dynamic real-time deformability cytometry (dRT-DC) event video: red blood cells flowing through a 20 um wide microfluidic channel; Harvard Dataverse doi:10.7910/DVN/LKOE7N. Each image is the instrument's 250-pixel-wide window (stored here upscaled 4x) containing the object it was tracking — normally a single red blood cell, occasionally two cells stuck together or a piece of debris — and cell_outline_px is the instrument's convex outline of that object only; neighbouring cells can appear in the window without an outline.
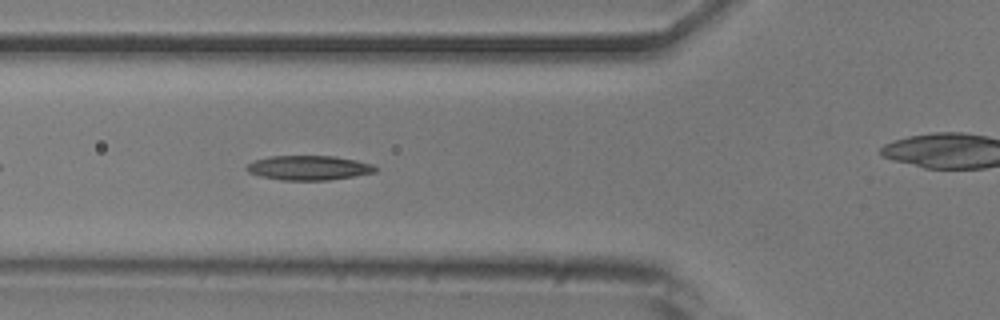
{"species": "common noctule bat (a hibernating species)", "species_latin": "Nyctalus noctula", "temperature_condition": "room temperature", "stored_images_in_passage": 30, "camera_frame_rate_fps": 3000, "um_per_image_px": 0.085, "animal": {"sex": "male", "body_mass_g": 20.5, "forearm_length_mm": 52.5}, "frame": {"image": 1, "passage_image": 6, "time_ms": 1.667, "image_size_px": [1000, 320], "cell_outline_px": [[380, 168], [376, 172], [328, 180], [280, 180], [260, 176], [248, 172], [244, 168], [248, 164], [256, 160], [272, 156], [336, 156], [356, 160], [372, 164]], "centroid_in_image_um": [26.26, 14.26], "position_along_channel_um": 99.5, "area_um2": 18.38}}
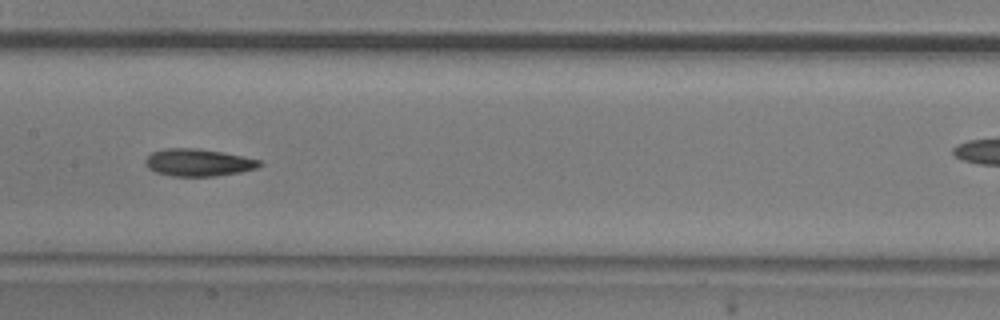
{"frame": {"image": 2, "passage_image": 13, "time_ms": 4.0, "image_size_px": [1000, 320], "cell_outline_px": [[264, 164], [256, 168], [240, 172], [216, 176], [172, 176], [156, 172], [148, 168], [144, 160], [152, 152], [164, 148], [196, 148], [244, 156], [260, 160]], "centroid_in_image_um": [16.86, 13.81], "position_along_channel_um": 190.5, "area_um2": 18.15}}
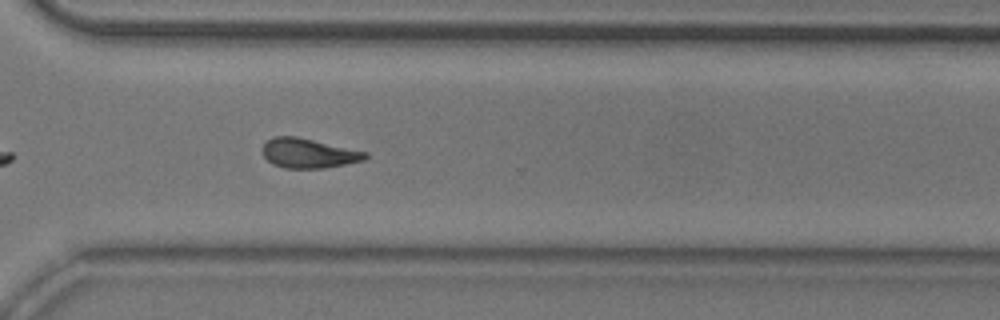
{"frame": {"image": 3, "passage_image": 25, "time_ms": 8.0, "image_size_px": [1000, 320], "cell_outline_px": [[368, 156], [364, 160], [324, 168], [284, 168], [272, 164], [260, 152], [260, 148], [272, 136], [296, 136], [368, 152]], "centroid_in_image_um": [26.18, 13.02], "position_along_channel_um": 344.4, "area_um2": 17.8}}